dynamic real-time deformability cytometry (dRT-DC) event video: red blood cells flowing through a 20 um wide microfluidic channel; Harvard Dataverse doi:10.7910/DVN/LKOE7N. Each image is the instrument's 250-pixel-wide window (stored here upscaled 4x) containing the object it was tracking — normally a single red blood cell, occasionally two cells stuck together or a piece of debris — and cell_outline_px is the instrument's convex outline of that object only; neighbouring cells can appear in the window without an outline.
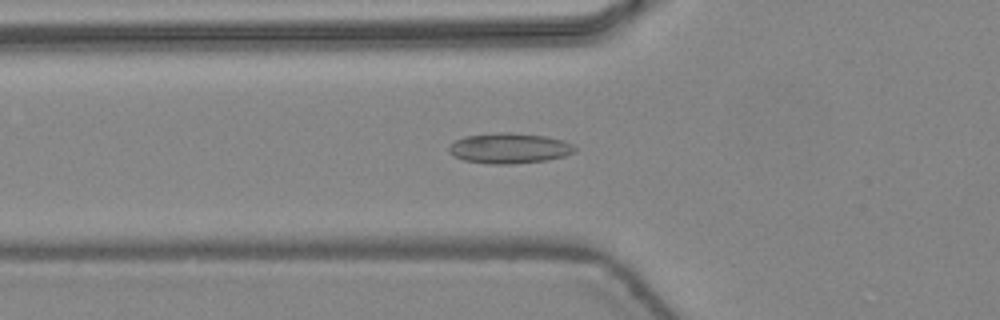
{"species": "common noctule bat (a hibernating species)", "species_latin": "Nyctalus noctula", "temperature_condition": "warm", "stored_images_in_passage": 39, "camera_frame_rate_fps": 3000, "um_per_image_px": 0.085, "animal": {"sex": "female", "body_mass_g": 24.6, "forearm_length_mm": 56.2}, "frame": {"image": 1, "passage_image": 10, "time_ms": 3.0, "image_size_px": [1000, 320], "cell_outline_px": [[576, 152], [564, 156], [548, 160], [512, 164], [492, 164], [464, 160], [456, 156], [448, 148], [456, 140], [464, 136], [504, 132], [508, 132], [544, 136], [564, 140], [572, 144], [576, 148]], "centroid_in_image_um": [43.35, 12.6], "position_along_channel_um": 82.4, "area_um2": 22.08}}
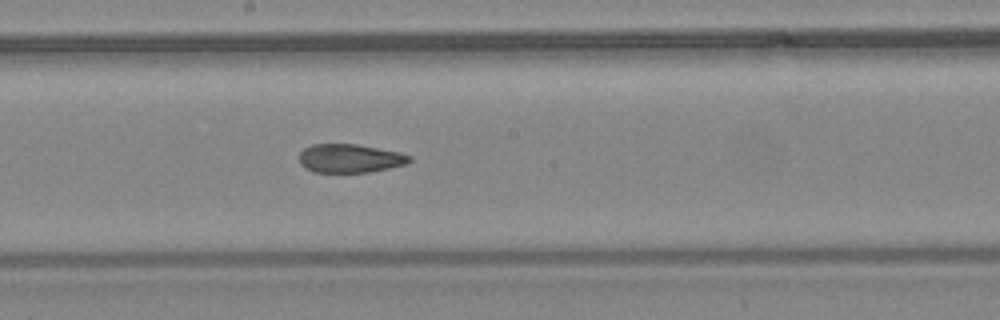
{"frame": {"image": 2, "passage_image": 19, "time_ms": 6.0, "image_size_px": [1000, 320], "cell_outline_px": [[412, 160], [408, 164], [368, 172], [312, 172], [304, 168], [300, 164], [300, 152], [304, 148], [312, 144], [356, 144], [400, 152], [412, 156]], "centroid_in_image_um": [29.75, 13.46], "position_along_channel_um": 218.5, "area_um2": 18.5}}
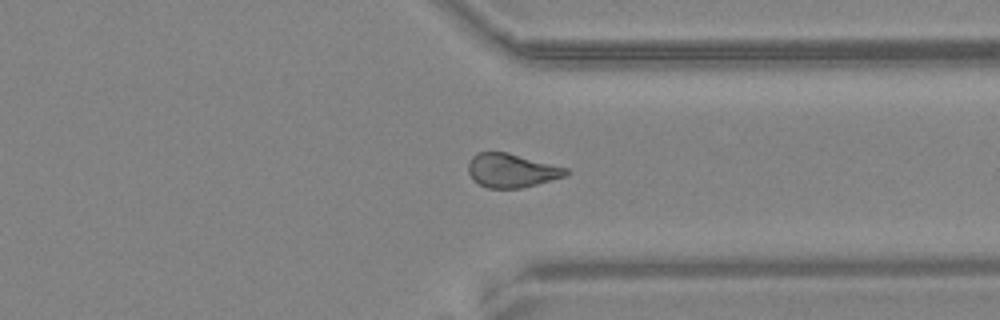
{"frame": {"image": 3, "passage_image": 29, "time_ms": 9.333, "image_size_px": [1000, 320], "cell_outline_px": [[568, 172], [564, 176], [536, 184], [520, 188], [488, 188], [472, 180], [468, 172], [468, 164], [472, 156], [476, 152], [508, 152], [568, 168]], "centroid_in_image_um": [43.44, 14.48], "position_along_channel_um": 368.0, "area_um2": 19.19}, "authors_computed_cell_mechanics": {"area_um2": 19.7676, "velocity_mm_per_s": 4.4995, "shape_relaxation_time_tau1_ms": null, "shape_relaxation_time_tau2_ms": 2.2932, "deformation_change_tau1": null, "deformation_change_tau2": 0.0921}}